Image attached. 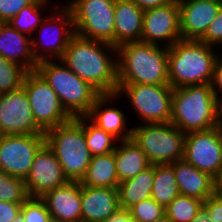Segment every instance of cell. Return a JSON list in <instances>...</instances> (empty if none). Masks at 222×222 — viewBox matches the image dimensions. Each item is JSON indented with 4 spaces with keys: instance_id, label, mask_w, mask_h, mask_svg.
Wrapping results in <instances>:
<instances>
[{
    "instance_id": "obj_1",
    "label": "cell",
    "mask_w": 222,
    "mask_h": 222,
    "mask_svg": "<svg viewBox=\"0 0 222 222\" xmlns=\"http://www.w3.org/2000/svg\"><path fill=\"white\" fill-rule=\"evenodd\" d=\"M61 61L101 94L118 91L117 47L74 35Z\"/></svg>"
},
{
    "instance_id": "obj_2",
    "label": "cell",
    "mask_w": 222,
    "mask_h": 222,
    "mask_svg": "<svg viewBox=\"0 0 222 222\" xmlns=\"http://www.w3.org/2000/svg\"><path fill=\"white\" fill-rule=\"evenodd\" d=\"M219 49L196 39L176 41L168 47L169 85L174 89L211 84L215 64L222 53Z\"/></svg>"
},
{
    "instance_id": "obj_3",
    "label": "cell",
    "mask_w": 222,
    "mask_h": 222,
    "mask_svg": "<svg viewBox=\"0 0 222 222\" xmlns=\"http://www.w3.org/2000/svg\"><path fill=\"white\" fill-rule=\"evenodd\" d=\"M118 83L168 85V47L142 41L117 47Z\"/></svg>"
},
{
    "instance_id": "obj_4",
    "label": "cell",
    "mask_w": 222,
    "mask_h": 222,
    "mask_svg": "<svg viewBox=\"0 0 222 222\" xmlns=\"http://www.w3.org/2000/svg\"><path fill=\"white\" fill-rule=\"evenodd\" d=\"M170 123L185 134L217 127L216 96L211 84L174 88Z\"/></svg>"
},
{
    "instance_id": "obj_5",
    "label": "cell",
    "mask_w": 222,
    "mask_h": 222,
    "mask_svg": "<svg viewBox=\"0 0 222 222\" xmlns=\"http://www.w3.org/2000/svg\"><path fill=\"white\" fill-rule=\"evenodd\" d=\"M45 140L68 181L80 182L92 157L84 137V116L47 130Z\"/></svg>"
},
{
    "instance_id": "obj_6",
    "label": "cell",
    "mask_w": 222,
    "mask_h": 222,
    "mask_svg": "<svg viewBox=\"0 0 222 222\" xmlns=\"http://www.w3.org/2000/svg\"><path fill=\"white\" fill-rule=\"evenodd\" d=\"M56 92L64 109L73 117L86 116L101 93L79 78L61 59L38 62L36 69Z\"/></svg>"
},
{
    "instance_id": "obj_7",
    "label": "cell",
    "mask_w": 222,
    "mask_h": 222,
    "mask_svg": "<svg viewBox=\"0 0 222 222\" xmlns=\"http://www.w3.org/2000/svg\"><path fill=\"white\" fill-rule=\"evenodd\" d=\"M136 125L131 138L150 164H172L183 159L186 134L178 127L170 122Z\"/></svg>"
},
{
    "instance_id": "obj_8",
    "label": "cell",
    "mask_w": 222,
    "mask_h": 222,
    "mask_svg": "<svg viewBox=\"0 0 222 222\" xmlns=\"http://www.w3.org/2000/svg\"><path fill=\"white\" fill-rule=\"evenodd\" d=\"M53 6L49 9L51 15L46 13L47 16L36 30L38 32L31 38L32 53L37 62L61 59L75 35L72 11L61 2Z\"/></svg>"
},
{
    "instance_id": "obj_9",
    "label": "cell",
    "mask_w": 222,
    "mask_h": 222,
    "mask_svg": "<svg viewBox=\"0 0 222 222\" xmlns=\"http://www.w3.org/2000/svg\"><path fill=\"white\" fill-rule=\"evenodd\" d=\"M120 97L135 110L140 124L169 123L173 88L168 85H150L136 83H118ZM123 94V95H122Z\"/></svg>"
},
{
    "instance_id": "obj_10",
    "label": "cell",
    "mask_w": 222,
    "mask_h": 222,
    "mask_svg": "<svg viewBox=\"0 0 222 222\" xmlns=\"http://www.w3.org/2000/svg\"><path fill=\"white\" fill-rule=\"evenodd\" d=\"M62 3L72 11L76 35L114 46L115 0H71Z\"/></svg>"
},
{
    "instance_id": "obj_11",
    "label": "cell",
    "mask_w": 222,
    "mask_h": 222,
    "mask_svg": "<svg viewBox=\"0 0 222 222\" xmlns=\"http://www.w3.org/2000/svg\"><path fill=\"white\" fill-rule=\"evenodd\" d=\"M22 87L29 99L34 120L44 132L73 119L62 106L56 92L37 70L26 72Z\"/></svg>"
},
{
    "instance_id": "obj_12",
    "label": "cell",
    "mask_w": 222,
    "mask_h": 222,
    "mask_svg": "<svg viewBox=\"0 0 222 222\" xmlns=\"http://www.w3.org/2000/svg\"><path fill=\"white\" fill-rule=\"evenodd\" d=\"M183 158L217 180L222 172V130L215 127L186 133Z\"/></svg>"
},
{
    "instance_id": "obj_13",
    "label": "cell",
    "mask_w": 222,
    "mask_h": 222,
    "mask_svg": "<svg viewBox=\"0 0 222 222\" xmlns=\"http://www.w3.org/2000/svg\"><path fill=\"white\" fill-rule=\"evenodd\" d=\"M45 143V134L0 135V169L25 180Z\"/></svg>"
},
{
    "instance_id": "obj_14",
    "label": "cell",
    "mask_w": 222,
    "mask_h": 222,
    "mask_svg": "<svg viewBox=\"0 0 222 222\" xmlns=\"http://www.w3.org/2000/svg\"><path fill=\"white\" fill-rule=\"evenodd\" d=\"M45 134L36 124L24 88L0 94V135Z\"/></svg>"
},
{
    "instance_id": "obj_15",
    "label": "cell",
    "mask_w": 222,
    "mask_h": 222,
    "mask_svg": "<svg viewBox=\"0 0 222 222\" xmlns=\"http://www.w3.org/2000/svg\"><path fill=\"white\" fill-rule=\"evenodd\" d=\"M180 39L178 0L144 11L140 41L171 47Z\"/></svg>"
},
{
    "instance_id": "obj_16",
    "label": "cell",
    "mask_w": 222,
    "mask_h": 222,
    "mask_svg": "<svg viewBox=\"0 0 222 222\" xmlns=\"http://www.w3.org/2000/svg\"><path fill=\"white\" fill-rule=\"evenodd\" d=\"M68 182L60 162L45 143L37 152L30 172L25 179L29 197H42L46 192Z\"/></svg>"
},
{
    "instance_id": "obj_17",
    "label": "cell",
    "mask_w": 222,
    "mask_h": 222,
    "mask_svg": "<svg viewBox=\"0 0 222 222\" xmlns=\"http://www.w3.org/2000/svg\"><path fill=\"white\" fill-rule=\"evenodd\" d=\"M182 39L199 40L216 17L222 2L207 0H178Z\"/></svg>"
},
{
    "instance_id": "obj_18",
    "label": "cell",
    "mask_w": 222,
    "mask_h": 222,
    "mask_svg": "<svg viewBox=\"0 0 222 222\" xmlns=\"http://www.w3.org/2000/svg\"><path fill=\"white\" fill-rule=\"evenodd\" d=\"M117 93L101 94L92 105L90 112L86 115L95 125L112 134L119 141L131 139L133 128L127 124V116L122 109L112 104L119 102ZM109 105V107H108ZM112 105V106H110ZM126 115V116H125Z\"/></svg>"
},
{
    "instance_id": "obj_19",
    "label": "cell",
    "mask_w": 222,
    "mask_h": 222,
    "mask_svg": "<svg viewBox=\"0 0 222 222\" xmlns=\"http://www.w3.org/2000/svg\"><path fill=\"white\" fill-rule=\"evenodd\" d=\"M46 204L51 218L62 222H81V183L66 184L46 192L40 197Z\"/></svg>"
},
{
    "instance_id": "obj_20",
    "label": "cell",
    "mask_w": 222,
    "mask_h": 222,
    "mask_svg": "<svg viewBox=\"0 0 222 222\" xmlns=\"http://www.w3.org/2000/svg\"><path fill=\"white\" fill-rule=\"evenodd\" d=\"M81 222H105L121 208L118 189L81 185Z\"/></svg>"
},
{
    "instance_id": "obj_21",
    "label": "cell",
    "mask_w": 222,
    "mask_h": 222,
    "mask_svg": "<svg viewBox=\"0 0 222 222\" xmlns=\"http://www.w3.org/2000/svg\"><path fill=\"white\" fill-rule=\"evenodd\" d=\"M173 169L180 194L204 202L217 191L216 180L198 170L184 158L173 162Z\"/></svg>"
},
{
    "instance_id": "obj_22",
    "label": "cell",
    "mask_w": 222,
    "mask_h": 222,
    "mask_svg": "<svg viewBox=\"0 0 222 222\" xmlns=\"http://www.w3.org/2000/svg\"><path fill=\"white\" fill-rule=\"evenodd\" d=\"M0 55L17 63L27 72L37 69L38 62L32 53L31 37L20 33L9 23H0Z\"/></svg>"
},
{
    "instance_id": "obj_23",
    "label": "cell",
    "mask_w": 222,
    "mask_h": 222,
    "mask_svg": "<svg viewBox=\"0 0 222 222\" xmlns=\"http://www.w3.org/2000/svg\"><path fill=\"white\" fill-rule=\"evenodd\" d=\"M144 11L132 0H115L114 46L141 40Z\"/></svg>"
},
{
    "instance_id": "obj_24",
    "label": "cell",
    "mask_w": 222,
    "mask_h": 222,
    "mask_svg": "<svg viewBox=\"0 0 222 222\" xmlns=\"http://www.w3.org/2000/svg\"><path fill=\"white\" fill-rule=\"evenodd\" d=\"M115 162L119 182L132 179L151 165L146 154L132 138L119 141L115 150Z\"/></svg>"
},
{
    "instance_id": "obj_25",
    "label": "cell",
    "mask_w": 222,
    "mask_h": 222,
    "mask_svg": "<svg viewBox=\"0 0 222 222\" xmlns=\"http://www.w3.org/2000/svg\"><path fill=\"white\" fill-rule=\"evenodd\" d=\"M80 183L88 187L117 188L120 182L116 171L115 151L92 156Z\"/></svg>"
},
{
    "instance_id": "obj_26",
    "label": "cell",
    "mask_w": 222,
    "mask_h": 222,
    "mask_svg": "<svg viewBox=\"0 0 222 222\" xmlns=\"http://www.w3.org/2000/svg\"><path fill=\"white\" fill-rule=\"evenodd\" d=\"M154 181V165H150L132 179L119 183L120 208L128 210L133 205L151 197Z\"/></svg>"
},
{
    "instance_id": "obj_27",
    "label": "cell",
    "mask_w": 222,
    "mask_h": 222,
    "mask_svg": "<svg viewBox=\"0 0 222 222\" xmlns=\"http://www.w3.org/2000/svg\"><path fill=\"white\" fill-rule=\"evenodd\" d=\"M179 194L173 163L154 165V181L151 198L165 208Z\"/></svg>"
},
{
    "instance_id": "obj_28",
    "label": "cell",
    "mask_w": 222,
    "mask_h": 222,
    "mask_svg": "<svg viewBox=\"0 0 222 222\" xmlns=\"http://www.w3.org/2000/svg\"><path fill=\"white\" fill-rule=\"evenodd\" d=\"M51 2L52 4H50ZM53 2L51 0H33L8 23L20 33L30 35L32 38V35L46 17L43 16L42 12L49 9L48 7L53 5Z\"/></svg>"
},
{
    "instance_id": "obj_29",
    "label": "cell",
    "mask_w": 222,
    "mask_h": 222,
    "mask_svg": "<svg viewBox=\"0 0 222 222\" xmlns=\"http://www.w3.org/2000/svg\"><path fill=\"white\" fill-rule=\"evenodd\" d=\"M84 137L92 156L112 153L116 150L119 140L95 125L84 116Z\"/></svg>"
},
{
    "instance_id": "obj_30",
    "label": "cell",
    "mask_w": 222,
    "mask_h": 222,
    "mask_svg": "<svg viewBox=\"0 0 222 222\" xmlns=\"http://www.w3.org/2000/svg\"><path fill=\"white\" fill-rule=\"evenodd\" d=\"M202 205L199 199L179 194L165 207V215L171 222H190Z\"/></svg>"
},
{
    "instance_id": "obj_31",
    "label": "cell",
    "mask_w": 222,
    "mask_h": 222,
    "mask_svg": "<svg viewBox=\"0 0 222 222\" xmlns=\"http://www.w3.org/2000/svg\"><path fill=\"white\" fill-rule=\"evenodd\" d=\"M28 198L25 180L12 177L0 169V201L23 203Z\"/></svg>"
},
{
    "instance_id": "obj_32",
    "label": "cell",
    "mask_w": 222,
    "mask_h": 222,
    "mask_svg": "<svg viewBox=\"0 0 222 222\" xmlns=\"http://www.w3.org/2000/svg\"><path fill=\"white\" fill-rule=\"evenodd\" d=\"M26 70L0 55V94L19 89Z\"/></svg>"
},
{
    "instance_id": "obj_33",
    "label": "cell",
    "mask_w": 222,
    "mask_h": 222,
    "mask_svg": "<svg viewBox=\"0 0 222 222\" xmlns=\"http://www.w3.org/2000/svg\"><path fill=\"white\" fill-rule=\"evenodd\" d=\"M134 222H154L165 215V208L151 197L128 209Z\"/></svg>"
},
{
    "instance_id": "obj_34",
    "label": "cell",
    "mask_w": 222,
    "mask_h": 222,
    "mask_svg": "<svg viewBox=\"0 0 222 222\" xmlns=\"http://www.w3.org/2000/svg\"><path fill=\"white\" fill-rule=\"evenodd\" d=\"M25 222H49L50 213L40 197H29L23 202L20 212Z\"/></svg>"
},
{
    "instance_id": "obj_35",
    "label": "cell",
    "mask_w": 222,
    "mask_h": 222,
    "mask_svg": "<svg viewBox=\"0 0 222 222\" xmlns=\"http://www.w3.org/2000/svg\"><path fill=\"white\" fill-rule=\"evenodd\" d=\"M199 40L205 42L207 45L222 48V6L216 17L209 24L205 34Z\"/></svg>"
},
{
    "instance_id": "obj_36",
    "label": "cell",
    "mask_w": 222,
    "mask_h": 222,
    "mask_svg": "<svg viewBox=\"0 0 222 222\" xmlns=\"http://www.w3.org/2000/svg\"><path fill=\"white\" fill-rule=\"evenodd\" d=\"M33 0H0V23H8Z\"/></svg>"
},
{
    "instance_id": "obj_37",
    "label": "cell",
    "mask_w": 222,
    "mask_h": 222,
    "mask_svg": "<svg viewBox=\"0 0 222 222\" xmlns=\"http://www.w3.org/2000/svg\"><path fill=\"white\" fill-rule=\"evenodd\" d=\"M203 206L213 222H222V192L216 191L203 202Z\"/></svg>"
},
{
    "instance_id": "obj_38",
    "label": "cell",
    "mask_w": 222,
    "mask_h": 222,
    "mask_svg": "<svg viewBox=\"0 0 222 222\" xmlns=\"http://www.w3.org/2000/svg\"><path fill=\"white\" fill-rule=\"evenodd\" d=\"M22 204L0 201V222H12L21 212Z\"/></svg>"
},
{
    "instance_id": "obj_39",
    "label": "cell",
    "mask_w": 222,
    "mask_h": 222,
    "mask_svg": "<svg viewBox=\"0 0 222 222\" xmlns=\"http://www.w3.org/2000/svg\"><path fill=\"white\" fill-rule=\"evenodd\" d=\"M211 87L216 97L222 96V53L215 64Z\"/></svg>"
},
{
    "instance_id": "obj_40",
    "label": "cell",
    "mask_w": 222,
    "mask_h": 222,
    "mask_svg": "<svg viewBox=\"0 0 222 222\" xmlns=\"http://www.w3.org/2000/svg\"><path fill=\"white\" fill-rule=\"evenodd\" d=\"M140 9L143 11L153 9L156 7H162L169 3H171L173 0H132Z\"/></svg>"
},
{
    "instance_id": "obj_41",
    "label": "cell",
    "mask_w": 222,
    "mask_h": 222,
    "mask_svg": "<svg viewBox=\"0 0 222 222\" xmlns=\"http://www.w3.org/2000/svg\"><path fill=\"white\" fill-rule=\"evenodd\" d=\"M105 222H134L128 210L120 209Z\"/></svg>"
},
{
    "instance_id": "obj_42",
    "label": "cell",
    "mask_w": 222,
    "mask_h": 222,
    "mask_svg": "<svg viewBox=\"0 0 222 222\" xmlns=\"http://www.w3.org/2000/svg\"><path fill=\"white\" fill-rule=\"evenodd\" d=\"M190 222H213L208 215L207 209L202 205L196 216Z\"/></svg>"
},
{
    "instance_id": "obj_43",
    "label": "cell",
    "mask_w": 222,
    "mask_h": 222,
    "mask_svg": "<svg viewBox=\"0 0 222 222\" xmlns=\"http://www.w3.org/2000/svg\"><path fill=\"white\" fill-rule=\"evenodd\" d=\"M216 125L222 130V96L216 97Z\"/></svg>"
},
{
    "instance_id": "obj_44",
    "label": "cell",
    "mask_w": 222,
    "mask_h": 222,
    "mask_svg": "<svg viewBox=\"0 0 222 222\" xmlns=\"http://www.w3.org/2000/svg\"><path fill=\"white\" fill-rule=\"evenodd\" d=\"M217 191L222 192V172L221 175L216 180Z\"/></svg>"
},
{
    "instance_id": "obj_45",
    "label": "cell",
    "mask_w": 222,
    "mask_h": 222,
    "mask_svg": "<svg viewBox=\"0 0 222 222\" xmlns=\"http://www.w3.org/2000/svg\"><path fill=\"white\" fill-rule=\"evenodd\" d=\"M12 222H25V221L23 215L19 213Z\"/></svg>"
},
{
    "instance_id": "obj_46",
    "label": "cell",
    "mask_w": 222,
    "mask_h": 222,
    "mask_svg": "<svg viewBox=\"0 0 222 222\" xmlns=\"http://www.w3.org/2000/svg\"><path fill=\"white\" fill-rule=\"evenodd\" d=\"M154 222H171V220L166 215H163L160 219H157Z\"/></svg>"
},
{
    "instance_id": "obj_47",
    "label": "cell",
    "mask_w": 222,
    "mask_h": 222,
    "mask_svg": "<svg viewBox=\"0 0 222 222\" xmlns=\"http://www.w3.org/2000/svg\"><path fill=\"white\" fill-rule=\"evenodd\" d=\"M49 222H62V221L51 218V220Z\"/></svg>"
},
{
    "instance_id": "obj_48",
    "label": "cell",
    "mask_w": 222,
    "mask_h": 222,
    "mask_svg": "<svg viewBox=\"0 0 222 222\" xmlns=\"http://www.w3.org/2000/svg\"><path fill=\"white\" fill-rule=\"evenodd\" d=\"M207 1L222 2V0H207Z\"/></svg>"
}]
</instances>
